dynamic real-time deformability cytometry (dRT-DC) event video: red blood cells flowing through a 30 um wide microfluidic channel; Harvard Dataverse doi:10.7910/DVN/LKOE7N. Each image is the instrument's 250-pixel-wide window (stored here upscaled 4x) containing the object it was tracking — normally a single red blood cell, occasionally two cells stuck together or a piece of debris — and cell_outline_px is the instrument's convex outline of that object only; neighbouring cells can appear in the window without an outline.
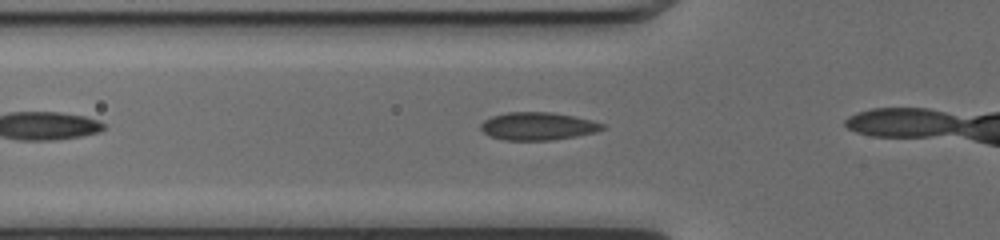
{"species": "common noctule bat (a hibernating species)", "species_latin": "Nyctalus noctula", "temperature_condition": "cold", "stored_images_in_passage": 6, "camera_frame_rate_fps": 3000, "um_per_image_px": 0.085, "animal": {"sex": "female", "body_mass_g": 17.0, "forearm_length_mm": 48.0}, "frame": {"image": 1, "passage_image": 2, "time_ms": 0.333, "image_size_px": [1000, 240], "cell_outline_px": [[604, 128], [596, 132], [576, 136], [548, 140], [504, 140], [492, 136], [484, 132], [480, 128], [480, 124], [484, 120], [492, 116], [508, 112], [552, 112], [592, 120], [604, 124]], "centroid_in_image_um": [45.71, 10.72], "position_along_channel_um": 80.1, "area_um2": 19.54}}
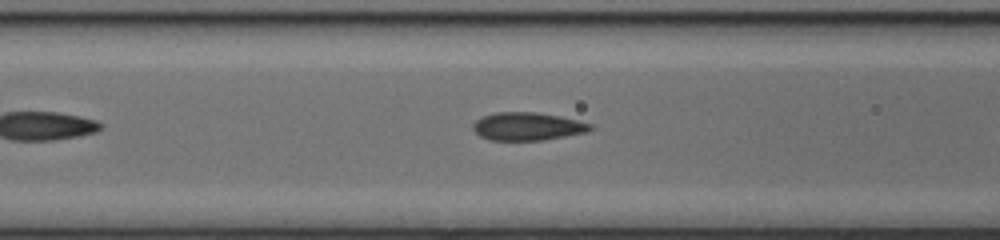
{"frame": {"image": 2, "passage_image": 5, "time_ms": 1.333, "image_size_px": [1000, 240], "cell_outline_px": [[592, 128], [588, 132], [544, 140], [488, 140], [480, 136], [472, 128], [472, 124], [476, 120], [484, 116], [496, 112], [532, 112], [560, 116], [592, 124]], "centroid_in_image_um": [44.82, 10.75], "position_along_channel_um": 121.8, "area_um2": 19.07}}